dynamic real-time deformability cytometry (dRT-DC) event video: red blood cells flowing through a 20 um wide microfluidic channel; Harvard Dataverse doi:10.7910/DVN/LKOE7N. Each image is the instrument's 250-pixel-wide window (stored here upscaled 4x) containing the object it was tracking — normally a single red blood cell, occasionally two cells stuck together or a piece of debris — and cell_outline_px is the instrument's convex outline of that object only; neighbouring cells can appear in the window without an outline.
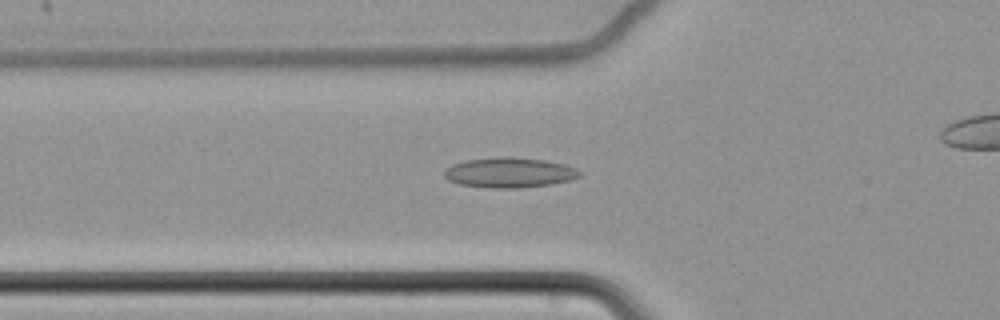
{"species": "common noctule bat (a hibernating species)", "species_latin": "Nyctalus noctula", "temperature_condition": "cold", "stored_images_in_passage": 56, "camera_frame_rate_fps": 3000, "um_per_image_px": 0.085, "animal": {"sex": "female", "body_mass_g": 22.7, "forearm_length_mm": 54.2}, "frame": {"image": 1, "passage_image": 25, "time_ms": 8.0, "image_size_px": [1000, 320], "cell_outline_px": [[580, 176], [568, 180], [552, 184], [520, 188], [492, 188], [460, 184], [448, 180], [444, 176], [444, 172], [452, 164], [464, 160], [500, 156], [512, 156], [544, 160], [564, 164], [576, 168], [580, 172]], "centroid_in_image_um": [43.29, 14.66], "position_along_channel_um": 82.5, "area_um2": 23.81}}
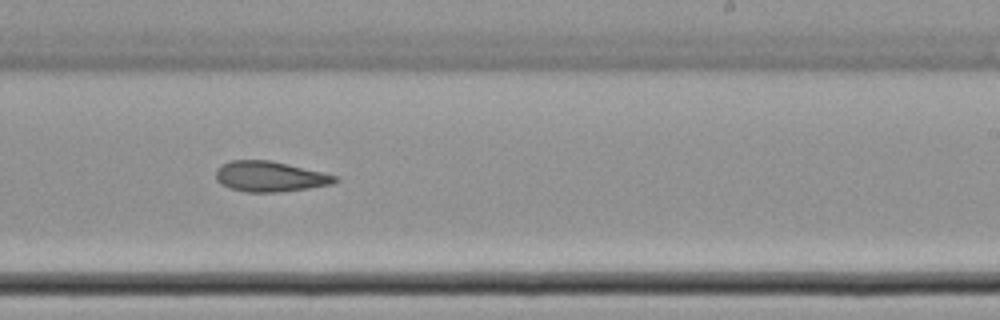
{"frame": {"image": 2, "passage_image": 41, "time_ms": 13.333, "image_size_px": [1000, 320], "cell_outline_px": [[340, 180], [332, 184], [308, 188], [276, 192], [244, 192], [220, 184], [216, 180], [216, 168], [220, 164], [232, 160], [272, 160], [324, 172], [340, 176]], "centroid_in_image_um": [22.96, 14.99], "position_along_channel_um": 266.0, "area_um2": 21.39}}
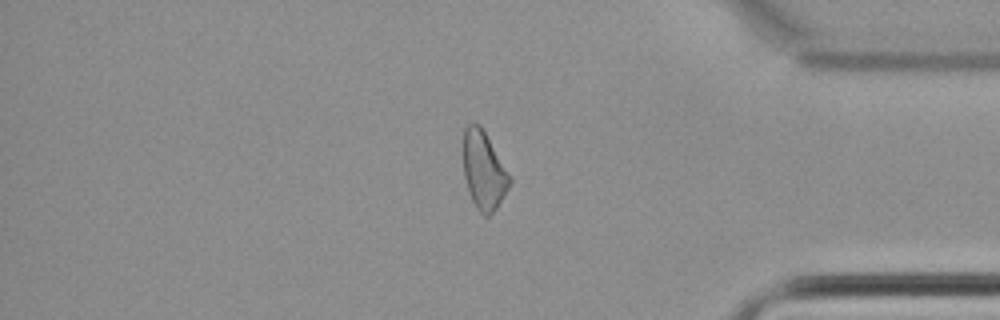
{"frame": {"image": 3, "passage_image": 54, "time_ms": 17.667, "image_size_px": [1000, 320], "cell_outline_px": [[512, 184], [496, 208], [488, 216], [484, 216], [476, 208], [468, 192], [464, 176], [464, 128], [472, 120], [480, 124], [512, 180]], "centroid_in_image_um": [41.11, 14.49], "position_along_channel_um": 394.1, "area_um2": 20.92}}